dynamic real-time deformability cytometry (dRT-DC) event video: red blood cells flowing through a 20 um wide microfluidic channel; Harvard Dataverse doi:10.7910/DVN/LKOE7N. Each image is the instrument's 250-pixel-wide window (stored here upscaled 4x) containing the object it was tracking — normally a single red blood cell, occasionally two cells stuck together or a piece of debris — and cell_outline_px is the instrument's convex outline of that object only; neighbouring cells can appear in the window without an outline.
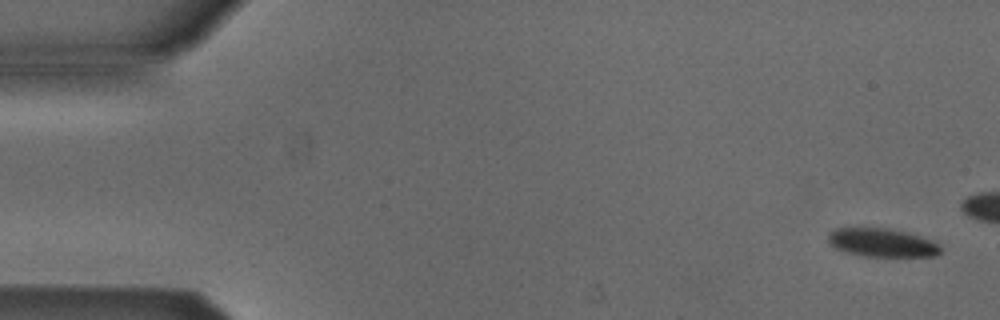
{"species": "Egyptian fruit bat (a non-hibernating species)", "species_latin": "Rousettus aegyptiacus", "temperature_condition": "cold", "stored_images_in_passage": 5, "camera_frame_rate_fps": 3000, "um_per_image_px": 0.085, "animal": {"sex": "male"}, "frame": {"image": 1, "passage_image": 1, "time_ms": 0.0, "image_size_px": [1000, 320], "cell_outline_px": [[940, 252], [936, 256], [864, 256], [848, 252], [836, 248], [828, 240], [828, 236], [836, 228], [888, 228], [920, 236], [932, 240], [940, 244]], "centroid_in_image_um": [75.01, 20.62], "position_along_channel_um": 10.0, "area_um2": 18.32}}